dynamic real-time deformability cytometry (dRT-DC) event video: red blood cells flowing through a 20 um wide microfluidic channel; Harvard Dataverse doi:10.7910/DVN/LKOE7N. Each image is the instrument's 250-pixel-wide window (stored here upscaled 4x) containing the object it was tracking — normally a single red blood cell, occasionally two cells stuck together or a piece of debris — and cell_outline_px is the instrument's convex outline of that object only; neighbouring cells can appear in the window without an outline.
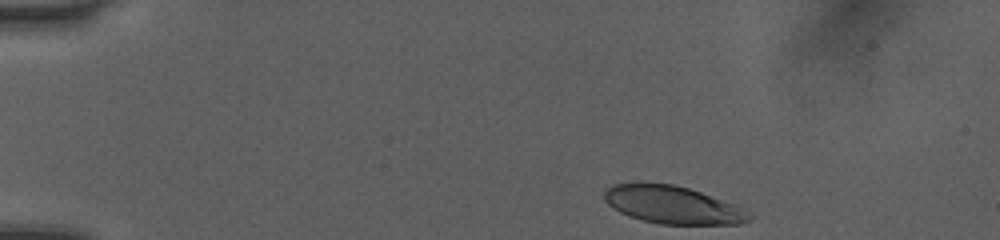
{"species": "human", "species_latin": "Homo sapiens", "temperature_condition": "room temperature", "stored_images_in_passage": 36, "camera_frame_rate_fps": 3000, "um_per_image_px": 0.085, "donor": {"sex": "female"}, "frame": {"image": 1, "passage_image": 1, "time_ms": 0.0, "image_size_px": [1000, 240], "cell_outline_px": [[752, 220], [740, 224], [660, 224], [640, 220], [628, 216], [620, 212], [608, 204], [604, 200], [604, 192], [612, 184], [632, 180], [636, 180], [672, 184], [688, 188], [736, 204], [744, 208], [752, 216]], "centroid_in_image_um": [57.13, 17.38], "position_along_channel_um": 27.9, "area_um2": 32.6}}
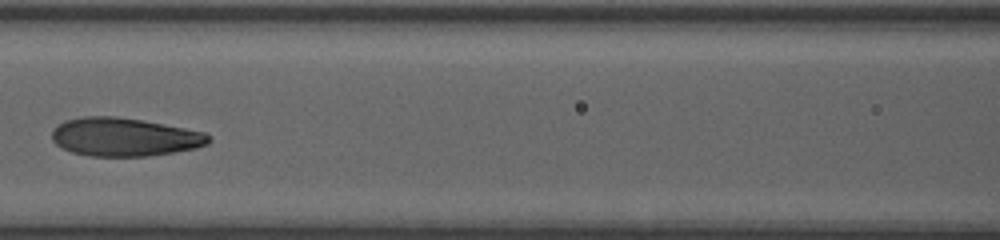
{"frame": {"image": 2, "passage_image": 15, "time_ms": 4.667, "image_size_px": [1000, 240], "cell_outline_px": [[212, 140], [208, 144], [196, 148], [148, 156], [88, 156], [72, 152], [56, 144], [52, 140], [52, 128], [56, 124], [64, 120], [84, 116], [116, 116], [164, 124], [204, 132]], "centroid_in_image_um": [10.53, 11.64], "position_along_channel_um": 156.1, "area_um2": 35.08}}
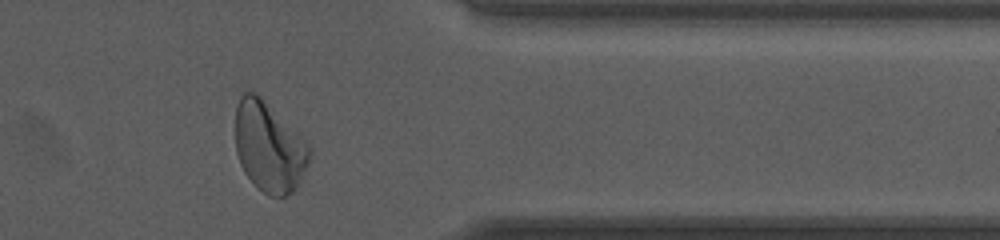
{"frame": {"image": 3, "passage_image": 31, "time_ms": 10.0, "image_size_px": [1000, 240], "cell_outline_px": [[312, 152], [308, 164], [296, 188], [292, 192], [284, 196], [268, 196], [244, 172], [240, 164], [236, 152], [236, 104], [240, 96], [244, 92], [256, 92], [312, 148]], "centroid_in_image_um": [22.86, 12.49], "position_along_channel_um": 388.5, "area_um2": 38.38}, "authors_computed_cell_mechanics": {"area_um2": 34.969, "velocity_mm_per_s": 4.0733, "shape_relaxation_time_tau1_ms": 4.0911, "shape_relaxation_time_tau2_ms": 0.919, "deformation_change_tau1": 0.1782, "deformation_change_tau2": 0.0738}}